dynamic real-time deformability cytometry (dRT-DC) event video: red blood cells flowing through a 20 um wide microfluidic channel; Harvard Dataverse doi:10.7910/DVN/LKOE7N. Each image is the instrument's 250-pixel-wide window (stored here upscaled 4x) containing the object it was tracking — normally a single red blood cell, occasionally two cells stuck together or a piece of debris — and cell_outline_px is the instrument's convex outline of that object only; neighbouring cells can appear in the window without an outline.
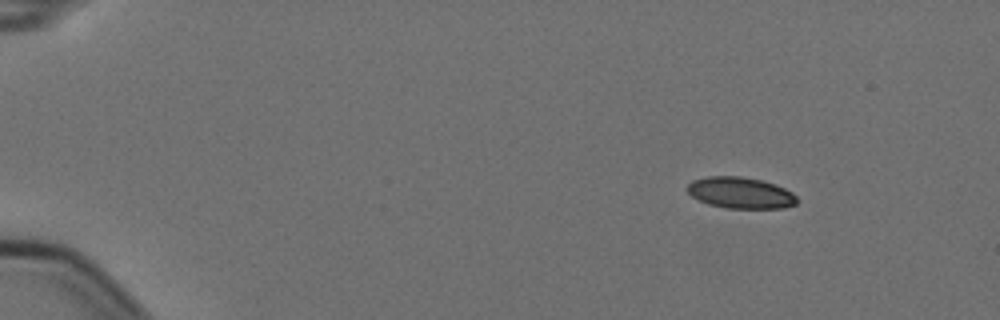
{"species": "Egyptian fruit bat (a non-hibernating species)", "species_latin": "Rousettus aegyptiacus", "temperature_condition": "cold", "stored_images_in_passage": 4, "camera_frame_rate_fps": 3000, "um_per_image_px": 0.085, "animal": {"sex": "female"}, "frame": {"image": 1, "passage_image": 1, "time_ms": 0.0, "image_size_px": [1000, 320], "cell_outline_px": [[796, 204], [784, 208], [724, 208], [708, 204], [692, 196], [684, 188], [692, 180], [708, 176], [740, 176], [760, 180], [776, 184], [792, 192], [796, 196]], "centroid_in_image_um": [62.92, 16.38], "position_along_channel_um": 22.1, "area_um2": 20.06}}